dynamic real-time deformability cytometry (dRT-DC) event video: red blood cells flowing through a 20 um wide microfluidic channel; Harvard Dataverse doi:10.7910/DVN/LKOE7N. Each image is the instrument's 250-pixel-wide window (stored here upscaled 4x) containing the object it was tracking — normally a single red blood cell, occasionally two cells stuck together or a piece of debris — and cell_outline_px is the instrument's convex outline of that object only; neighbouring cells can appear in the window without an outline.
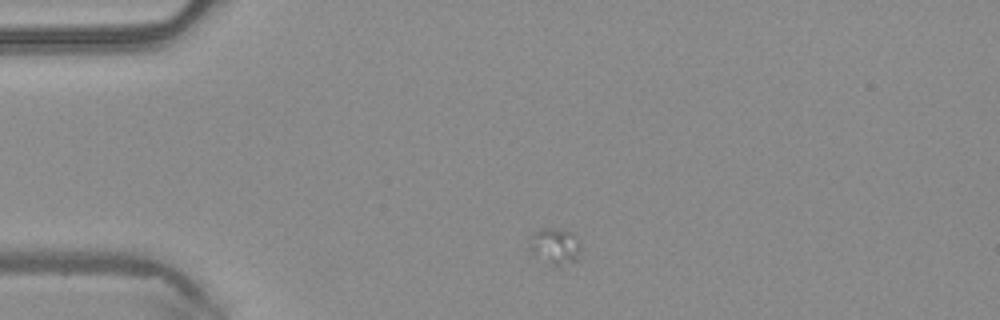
{"species": "common noctule bat (a hibernating species)", "species_latin": "Nyctalus noctula", "temperature_condition": "warm", "stored_images_in_passage": 2, "camera_frame_rate_fps": 3000, "um_per_image_px": 0.085, "animal": {"sex": "male", "body_mass_g": 20.4}, "frame": {"image": 1, "passage_image": 1, "time_ms": 0.0, "image_size_px": [1000, 320], "cell_outline_px": [[580, 256], [576, 260], [556, 264], [548, 264], [532, 252], [532, 232], [544, 228], [552, 228], [572, 232], [580, 248]], "centroid_in_image_um": [47.19, 20.9], "position_along_channel_um": 37.8, "area_um2": 10.17}}